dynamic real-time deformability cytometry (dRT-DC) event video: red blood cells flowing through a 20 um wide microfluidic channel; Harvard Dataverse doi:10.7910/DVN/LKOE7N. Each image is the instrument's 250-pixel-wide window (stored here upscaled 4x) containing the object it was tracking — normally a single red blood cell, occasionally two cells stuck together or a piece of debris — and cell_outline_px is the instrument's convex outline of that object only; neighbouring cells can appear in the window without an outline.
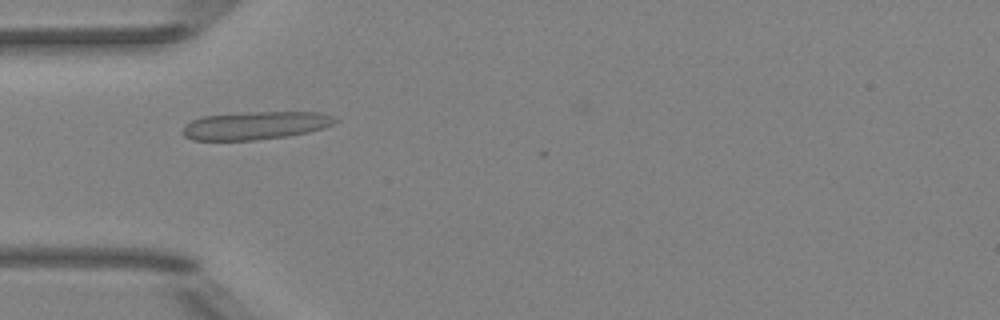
{"species": "Egyptian fruit bat (a non-hibernating species)", "species_latin": "Rousettus aegyptiacus", "temperature_condition": "room temperature", "stored_images_in_passage": 3, "camera_frame_rate_fps": 3000, "um_per_image_px": 0.085, "animal": {"sex": "female"}, "frame": {"image": 1, "passage_image": 2, "time_ms": 0.333, "image_size_px": [1000, 320], "cell_outline_px": [[336, 120], [332, 124], [324, 128], [308, 132], [288, 136], [256, 140], [192, 140], [184, 136], [184, 124], [192, 120], [204, 116], [248, 112], [320, 112], [332, 116]], "centroid_in_image_um": [21.7, 10.67], "position_along_channel_um": 63.3, "area_um2": 24.74}}